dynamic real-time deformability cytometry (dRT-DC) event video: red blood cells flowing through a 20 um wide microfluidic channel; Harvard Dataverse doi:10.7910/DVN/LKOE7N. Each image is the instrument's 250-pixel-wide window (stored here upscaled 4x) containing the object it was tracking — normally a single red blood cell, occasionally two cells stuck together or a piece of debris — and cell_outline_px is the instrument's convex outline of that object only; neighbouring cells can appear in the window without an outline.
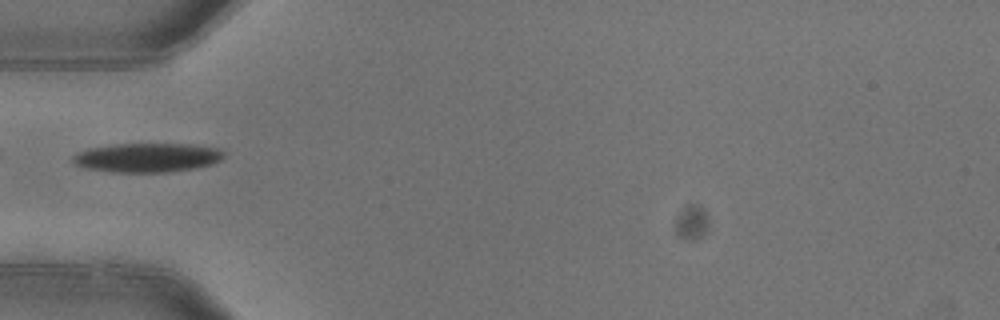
{"species": "common noctule bat (a hibernating species)", "species_latin": "Nyctalus noctula", "temperature_condition": "warm", "stored_images_in_passage": 1, "camera_frame_rate_fps": 3000, "um_per_image_px": 0.085, "animal": {"sex": "female"}, "frame": {"image": 1, "passage_image": 1, "time_ms": 0.0, "image_size_px": [1000, 320], "cell_outline_px": [[224, 156], [220, 160], [212, 164], [192, 168], [168, 172], [112, 172], [88, 168], [76, 164], [72, 160], [72, 156], [76, 152], [88, 148], [112, 144], [188, 144], [216, 148], [224, 152]], "centroid_in_image_um": [12.48, 13.39], "position_along_channel_um": 72.5, "area_um2": 25.49}}